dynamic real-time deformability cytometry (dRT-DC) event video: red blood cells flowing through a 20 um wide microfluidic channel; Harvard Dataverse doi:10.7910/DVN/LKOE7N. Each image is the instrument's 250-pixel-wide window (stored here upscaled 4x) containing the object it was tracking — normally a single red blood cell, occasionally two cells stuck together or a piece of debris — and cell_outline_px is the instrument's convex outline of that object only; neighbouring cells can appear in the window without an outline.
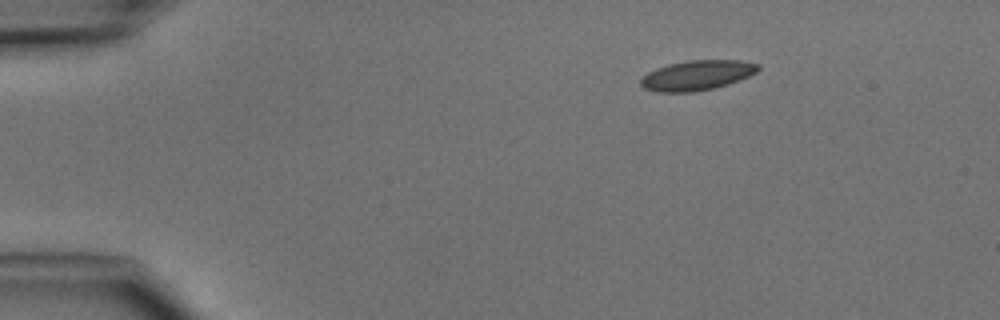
{"species": "common noctule bat (a hibernating species)", "species_latin": "Nyctalus noctula", "temperature_condition": "cold", "stored_images_in_passage": 3, "camera_frame_rate_fps": 3000, "um_per_image_px": 0.085, "animal": {"sex": "male", "body_mass_g": 15.6}, "frame": {"image": 1, "passage_image": 1, "time_ms": 0.0, "image_size_px": [1000, 320], "cell_outline_px": [[760, 68], [756, 72], [748, 76], [728, 84], [716, 88], [696, 92], [656, 92], [644, 88], [640, 84], [640, 80], [648, 72], [656, 68], [668, 64], [688, 60], [740, 60], [760, 64]], "centroid_in_image_um": [59.24, 6.4], "position_along_channel_um": 25.8, "area_um2": 20.58}}
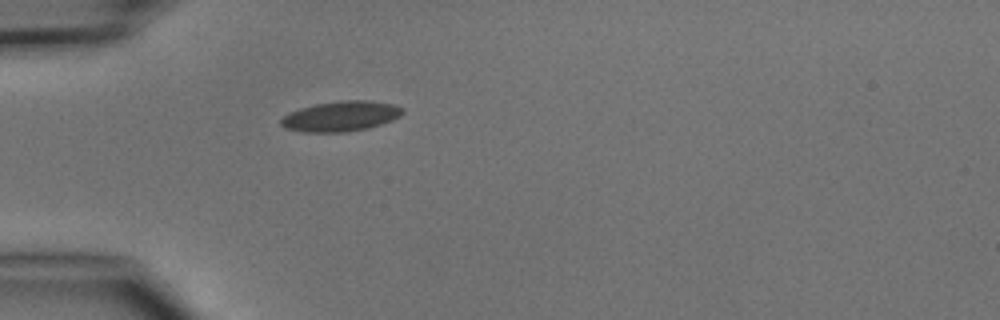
{"frame": {"image": 2, "passage_image": 3, "time_ms": 2.333, "image_size_px": [1000, 320], "cell_outline_px": [[404, 112], [400, 116], [392, 120], [368, 128], [348, 132], [304, 132], [284, 128], [280, 124], [280, 120], [288, 112], [300, 108], [316, 104], [340, 100], [368, 100], [396, 104], [404, 108]], "centroid_in_image_um": [28.98, 9.87], "position_along_channel_um": 56.0, "area_um2": 21.62}}